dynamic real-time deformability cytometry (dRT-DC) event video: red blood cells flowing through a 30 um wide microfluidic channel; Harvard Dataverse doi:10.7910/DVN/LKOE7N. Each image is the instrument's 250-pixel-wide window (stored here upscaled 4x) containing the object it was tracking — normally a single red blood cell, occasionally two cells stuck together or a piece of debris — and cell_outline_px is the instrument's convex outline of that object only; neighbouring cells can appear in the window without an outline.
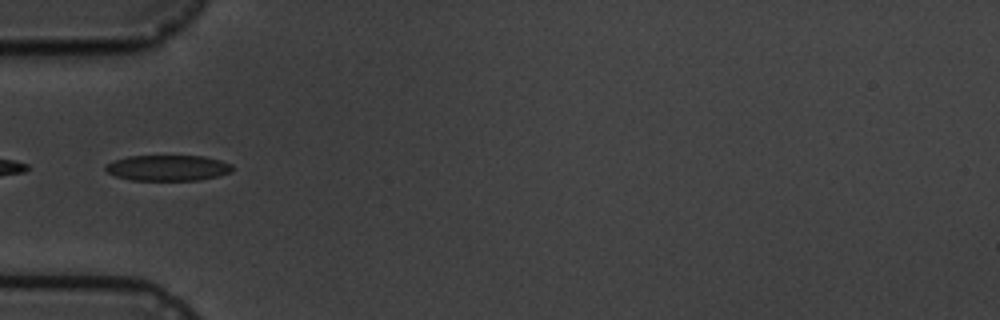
{"species": "common noctule bat (a hibernating species)", "species_latin": "Nyctalus noctula", "temperature_condition": "cold", "stored_images_in_passage": 9, "camera_frame_rate_fps": 3000, "um_per_image_px": 0.085, "animal": {"sex": "male", "body_mass_g": 19.5, "forearm_length_mm": 54.6}, "frame": {"image": 1, "passage_image": 4, "time_ms": 3.333, "image_size_px": [1000, 320], "cell_outline_px": [[232, 172], [200, 180], [132, 180], [116, 176], [108, 172], [104, 168], [104, 164], [128, 156], [204, 156], [220, 160], [232, 164]], "centroid_in_image_um": [14.26, 14.27], "position_along_channel_um": 70.7, "area_um2": 18.96}}
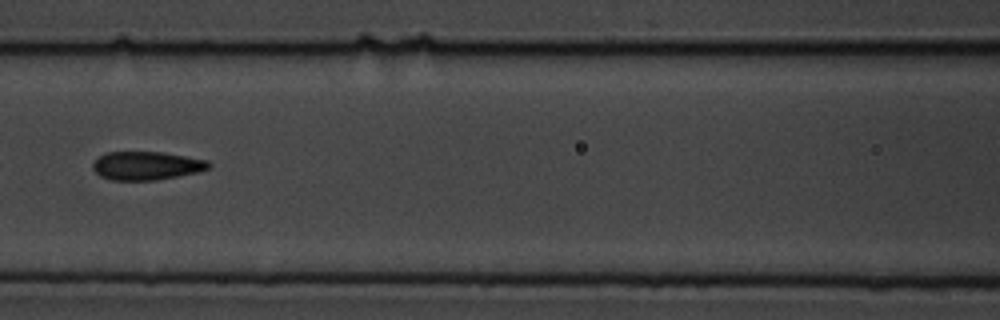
{"frame": {"image": 2, "passage_image": 6, "time_ms": 5.667, "image_size_px": [1000, 320], "cell_outline_px": [[212, 164], [208, 168], [200, 172], [156, 180], [112, 180], [100, 176], [92, 168], [92, 164], [100, 156], [108, 152], [160, 152], [208, 160]], "centroid_in_image_um": [12.47, 14.09], "position_along_channel_um": 154.1, "area_um2": 19.13}}
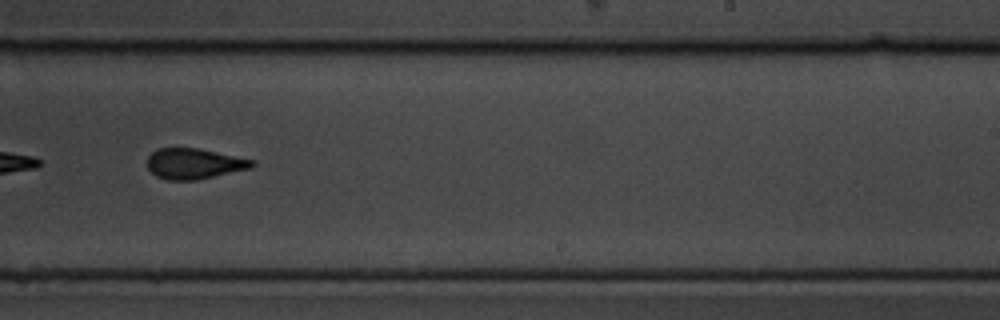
{"frame": {"image": 3, "passage_image": 9, "time_ms": 9.0, "image_size_px": [1000, 320], "cell_outline_px": [[256, 164], [252, 168], [196, 180], [168, 180], [156, 176], [148, 168], [148, 156], [156, 148], [200, 148], [252, 160]], "centroid_in_image_um": [16.49, 13.91], "position_along_channel_um": 272.5, "area_um2": 18.61}}